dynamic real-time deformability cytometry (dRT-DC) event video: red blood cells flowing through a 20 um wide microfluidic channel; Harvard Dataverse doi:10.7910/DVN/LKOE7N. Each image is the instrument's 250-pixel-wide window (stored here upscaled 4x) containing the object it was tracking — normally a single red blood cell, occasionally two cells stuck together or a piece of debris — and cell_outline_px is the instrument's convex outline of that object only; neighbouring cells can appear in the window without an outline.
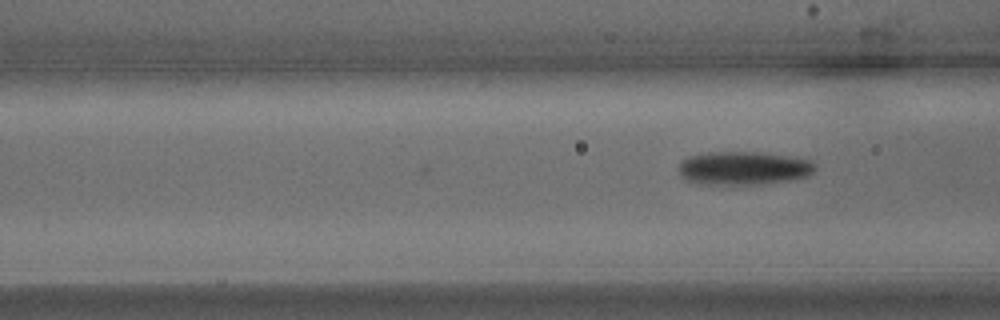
{"species": "common noctule bat (a hibernating species)", "species_latin": "Nyctalus noctula", "temperature_condition": "warm", "stored_images_in_passage": 4, "camera_frame_rate_fps": 3000, "um_per_image_px": 0.085, "animal": {"sex": "male", "body_mass_g": 15.6}, "frame": {"image": 1, "passage_image": 4, "time_ms": 1.0, "image_size_px": [1000, 320], "cell_outline_px": [[816, 168], [808, 176], [788, 180], [756, 184], [708, 184], [688, 180], [680, 176], [680, 164], [684, 160], [692, 156], [712, 152], [756, 152], [812, 160], [816, 164]], "centroid_in_image_um": [63.24, 14.29], "position_along_channel_um": 103.4, "area_um2": 25.95}}